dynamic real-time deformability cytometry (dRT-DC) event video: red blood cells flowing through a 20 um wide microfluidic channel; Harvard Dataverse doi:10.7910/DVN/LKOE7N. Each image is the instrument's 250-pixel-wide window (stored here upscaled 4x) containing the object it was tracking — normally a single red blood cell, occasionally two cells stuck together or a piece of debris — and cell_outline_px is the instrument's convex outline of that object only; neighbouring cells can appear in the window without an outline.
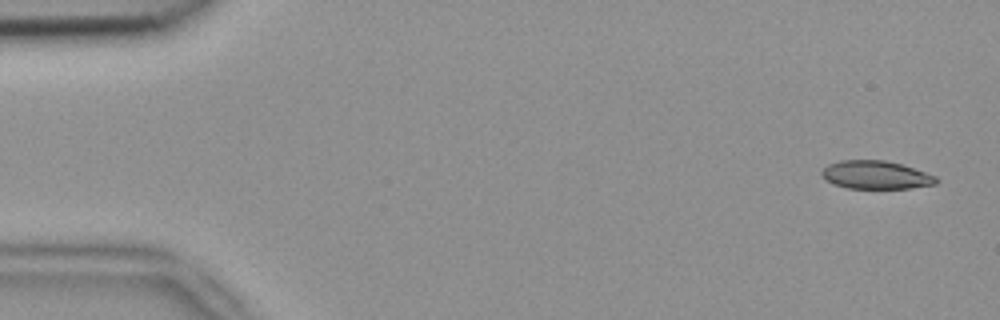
{"species": "common noctule bat (a hibernating species)", "species_latin": "Nyctalus noctula", "temperature_condition": "room temperature", "stored_images_in_passage": 5, "camera_frame_rate_fps": 3000, "um_per_image_px": 0.085, "animal": {"sex": "female", "body_mass_g": 18.4}, "frame": {"image": 1, "passage_image": 1, "time_ms": 0.0, "image_size_px": [1000, 320], "cell_outline_px": [[940, 180], [936, 184], [912, 188], [848, 188], [832, 184], [820, 176], [820, 172], [828, 164], [840, 160], [884, 160], [900, 164], [936, 176]], "centroid_in_image_um": [74.41, 14.87], "position_along_channel_um": 10.6, "area_um2": 18.84}}
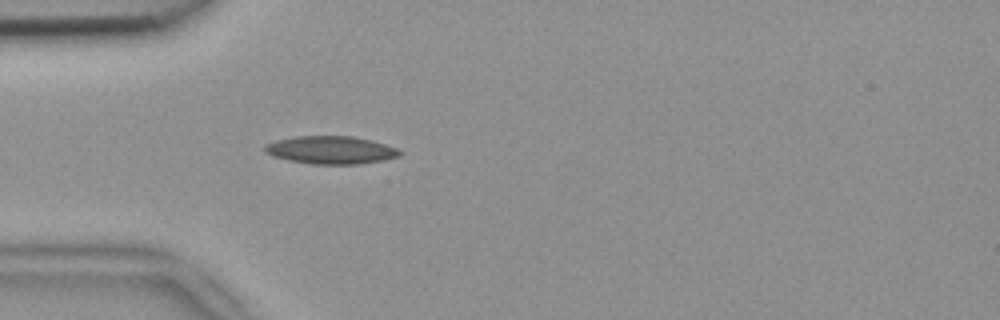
{"frame": {"image": 2, "passage_image": 5, "time_ms": 1.333, "image_size_px": [1000, 320], "cell_outline_px": [[404, 152], [400, 156], [384, 160], [356, 164], [312, 164], [288, 160], [272, 156], [264, 152], [264, 144], [276, 140], [296, 136], [352, 136], [384, 144], [396, 148]], "centroid_in_image_um": [28.09, 12.75], "position_along_channel_um": 56.9, "area_um2": 21.91}}